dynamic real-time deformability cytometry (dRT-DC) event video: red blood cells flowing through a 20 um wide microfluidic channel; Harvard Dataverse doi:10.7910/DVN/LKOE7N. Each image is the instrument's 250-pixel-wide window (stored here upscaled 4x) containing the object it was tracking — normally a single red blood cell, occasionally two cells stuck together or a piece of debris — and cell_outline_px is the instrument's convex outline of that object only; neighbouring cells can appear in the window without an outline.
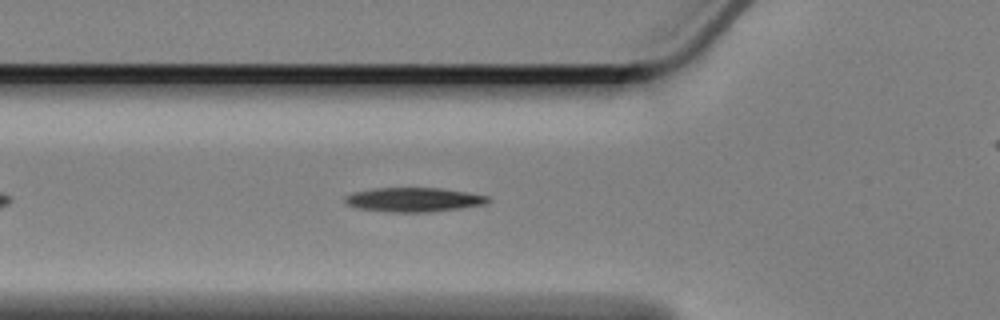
{"species": "Egyptian fruit bat (a non-hibernating species)", "species_latin": "Rousettus aegyptiacus", "temperature_condition": "cold", "stored_images_in_passage": 38, "camera_frame_rate_fps": 3000, "um_per_image_px": 0.085, "animal": {"sex": "female"}, "frame": {"image": 1, "passage_image": 9, "time_ms": 2.667, "image_size_px": [1000, 320], "cell_outline_px": [[492, 200], [484, 204], [460, 208], [428, 212], [392, 212], [360, 208], [344, 204], [344, 196], [352, 192], [372, 188], [440, 188], [488, 196]], "centroid_in_image_um": [35.11, 16.97], "position_along_channel_um": 90.7, "area_um2": 20.11}}
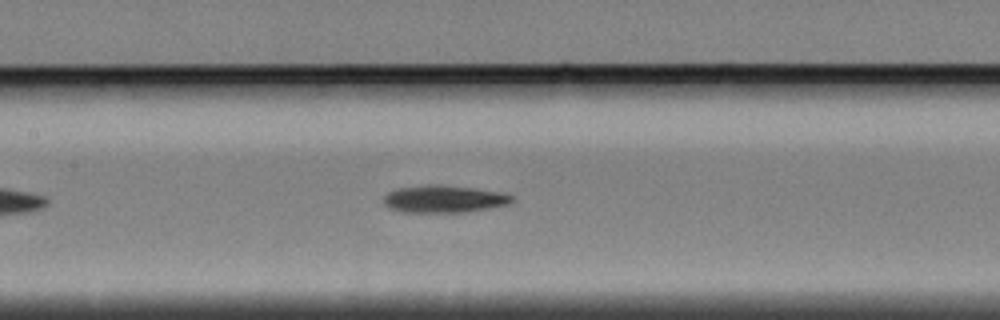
{"frame": {"image": 2, "passage_image": 16, "time_ms": 5.0, "image_size_px": [1000, 320], "cell_outline_px": [[516, 196], [508, 204], [488, 208], [464, 212], [404, 212], [392, 208], [384, 204], [384, 196], [388, 192], [396, 188], [428, 184], [440, 184], [472, 188], [500, 192]], "centroid_in_image_um": [37.73, 16.9], "position_along_channel_um": 169.7, "area_um2": 20.35}}
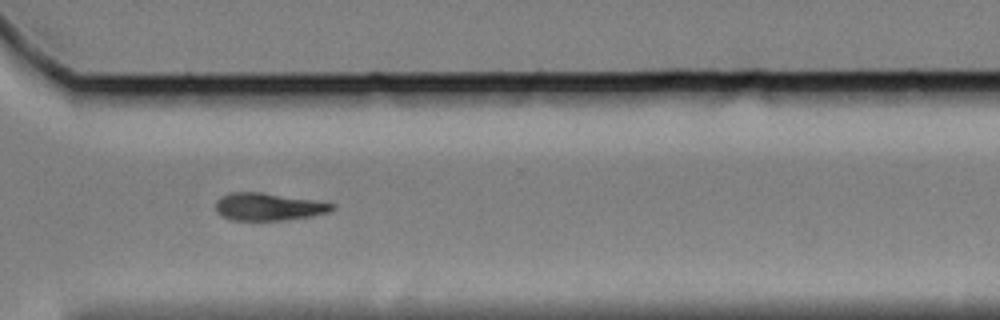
{"frame": {"image": 3, "passage_image": 32, "time_ms": 10.333, "image_size_px": [1000, 320], "cell_outline_px": [[336, 208], [332, 212], [312, 216], [284, 220], [232, 220], [216, 212], [216, 200], [220, 196], [232, 192], [260, 192], [312, 200], [336, 204]], "centroid_in_image_um": [22.84, 17.57], "position_along_channel_um": 347.8, "area_um2": 18.67}, "authors_computed_cell_mechanics": {"area_um2": 19.5942, "velocity_mm_per_s": 3.3434, "shape_relaxation_time_tau1_ms": 2.8445, "shape_relaxation_time_tau2_ms": null, "deformation_change_tau1": 0.0965, "deformation_change_tau2": null}}